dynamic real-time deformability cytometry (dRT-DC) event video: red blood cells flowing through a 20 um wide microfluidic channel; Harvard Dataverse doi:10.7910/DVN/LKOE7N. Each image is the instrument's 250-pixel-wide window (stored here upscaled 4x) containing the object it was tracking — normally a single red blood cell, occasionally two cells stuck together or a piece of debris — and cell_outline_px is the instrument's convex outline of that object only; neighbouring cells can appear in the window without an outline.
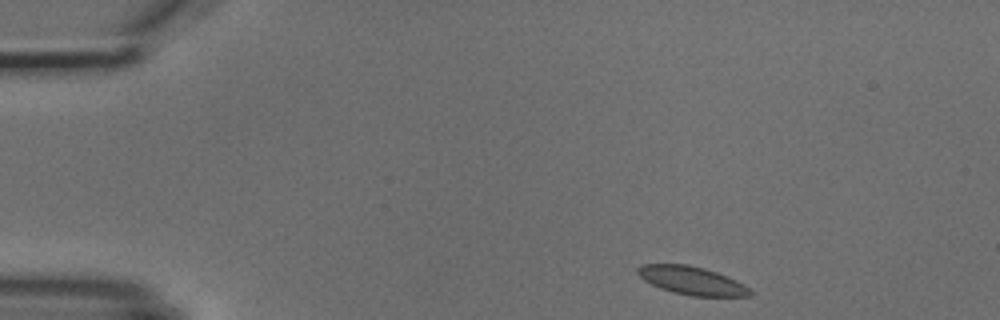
{"species": "common noctule bat (a hibernating species)", "species_latin": "Nyctalus noctula", "temperature_condition": "cold", "stored_images_in_passage": 4, "segment_of_instrument_passage": [1, 2], "camera_frame_rate_fps": 3000, "um_per_image_px": 0.085, "animal": {"sex": "male", "body_mass_g": 18.8}, "frame": {"image": 1, "passage_image": 1, "time_ms": 0.0, "image_size_px": [1000, 320], "cell_outline_px": [[752, 296], [692, 296], [672, 292], [660, 288], [644, 280], [636, 272], [636, 268], [640, 264], [688, 264], [704, 268], [716, 272], [736, 280], [744, 284], [752, 292]], "centroid_in_image_um": [58.78, 23.84], "position_along_channel_um": 26.2, "area_um2": 18.5}}